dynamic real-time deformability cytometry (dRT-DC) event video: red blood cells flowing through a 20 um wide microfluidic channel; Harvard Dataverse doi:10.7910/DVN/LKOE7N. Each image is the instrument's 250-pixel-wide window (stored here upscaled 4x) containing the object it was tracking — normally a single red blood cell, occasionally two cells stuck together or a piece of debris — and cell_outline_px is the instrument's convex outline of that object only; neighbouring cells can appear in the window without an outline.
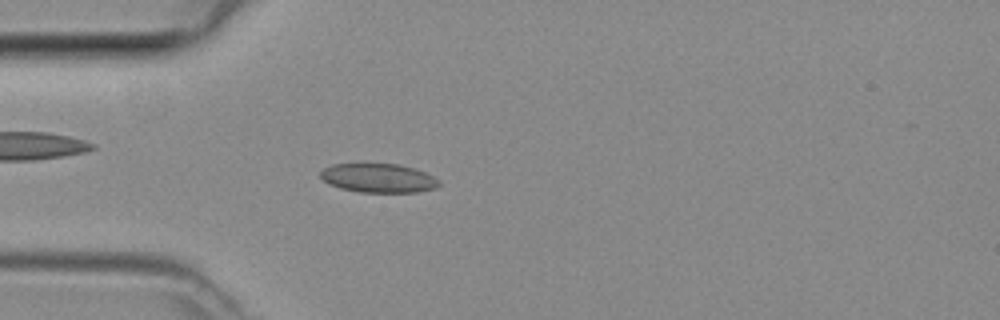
{"species": "common noctule bat (a hibernating species)", "species_latin": "Nyctalus noctula", "temperature_condition": "room temperature", "stored_images_in_passage": 4, "camera_frame_rate_fps": 3000, "um_per_image_px": 0.085, "animal": {"sex": "female", "body_mass_g": 29.2, "forearm_length_mm": 56.3}, "frame": {"image": 1, "passage_image": 4, "time_ms": 1.0, "image_size_px": [1000, 320], "cell_outline_px": [[440, 184], [436, 188], [416, 192], [360, 192], [340, 188], [328, 184], [320, 176], [320, 172], [324, 168], [332, 164], [400, 164], [424, 172], [440, 180]], "centroid_in_image_um": [32.16, 15.14], "position_along_channel_um": 52.8, "area_um2": 19.94}}